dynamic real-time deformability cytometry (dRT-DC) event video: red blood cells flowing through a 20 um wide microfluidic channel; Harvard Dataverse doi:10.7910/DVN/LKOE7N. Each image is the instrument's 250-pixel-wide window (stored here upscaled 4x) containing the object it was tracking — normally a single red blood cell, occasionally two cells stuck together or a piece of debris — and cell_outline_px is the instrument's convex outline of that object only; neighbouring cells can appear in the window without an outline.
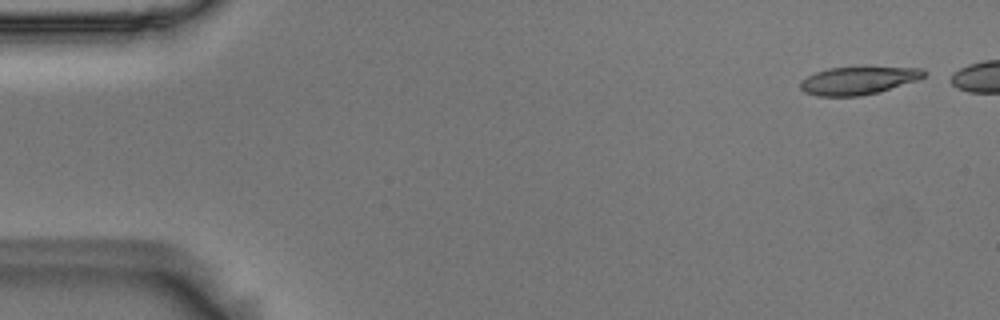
{"species": "Egyptian fruit bat (a non-hibernating species)", "species_latin": "Rousettus aegyptiacus", "temperature_condition": "room temperature", "stored_images_in_passage": 47, "camera_frame_rate_fps": 3000, "um_per_image_px": 0.085, "animal": {"sex": "male"}, "frame": {"image": 1, "passage_image": 2, "time_ms": 0.333, "image_size_px": [1000, 320], "cell_outline_px": [[928, 72], [924, 76], [916, 80], [880, 92], [860, 96], [816, 96], [804, 92], [800, 88], [800, 80], [816, 72], [828, 68], [864, 64], [920, 68]], "centroid_in_image_um": [72.97, 6.79], "position_along_channel_um": 12.0, "area_um2": 21.1}}
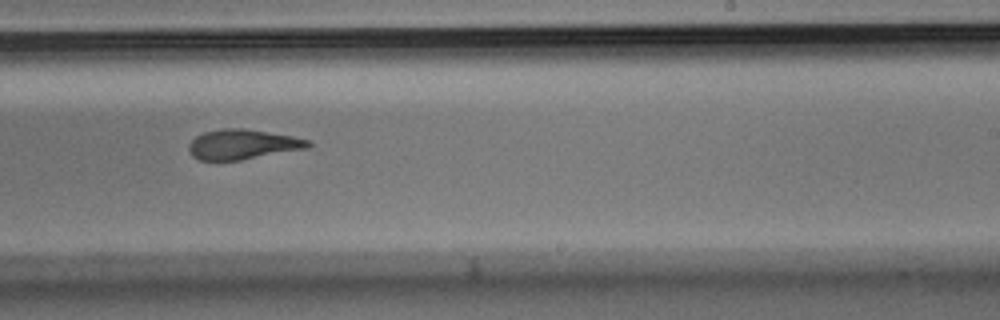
{"frame": {"image": 2, "passage_image": 33, "time_ms": 10.667, "image_size_px": [1000, 320], "cell_outline_px": [[312, 144], [308, 148], [240, 160], [200, 160], [192, 156], [188, 148], [188, 144], [196, 136], [204, 132], [224, 128], [244, 128], [292, 136], [312, 140]], "centroid_in_image_um": [20.63, 12.27], "position_along_channel_um": 268.4, "area_um2": 20.81}}
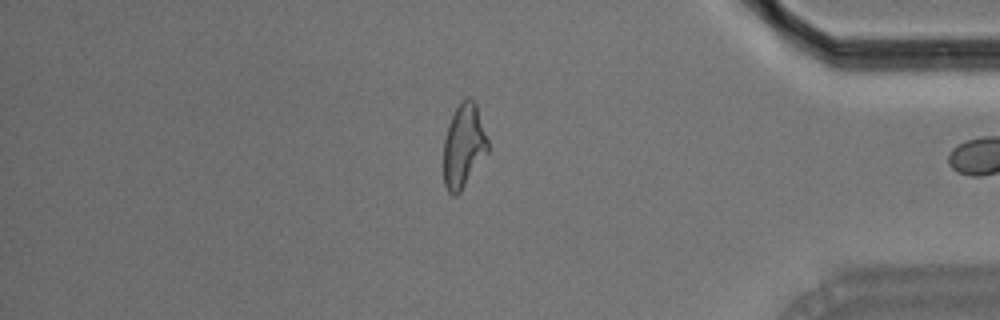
{"frame": {"image": 3, "passage_image": 46, "time_ms": 15.0, "image_size_px": [1000, 320], "cell_outline_px": [[488, 152], [460, 192], [456, 196], [452, 196], [448, 192], [444, 184], [444, 140], [448, 124], [460, 100], [468, 96], [476, 104], [488, 140]], "centroid_in_image_um": [39.4, 12.4], "position_along_channel_um": 395.8, "area_um2": 21.56}}